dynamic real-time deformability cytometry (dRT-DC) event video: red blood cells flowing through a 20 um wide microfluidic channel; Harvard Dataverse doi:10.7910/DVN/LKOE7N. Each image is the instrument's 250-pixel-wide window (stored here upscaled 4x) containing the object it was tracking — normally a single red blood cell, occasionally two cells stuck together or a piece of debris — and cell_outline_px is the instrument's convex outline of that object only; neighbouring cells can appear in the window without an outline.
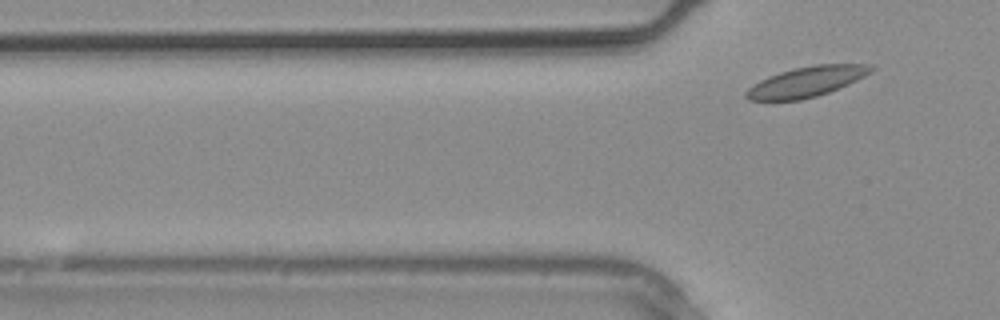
{"species": "common noctule bat (a hibernating species)", "species_latin": "Nyctalus noctula", "temperature_condition": "warm", "stored_images_in_passage": 5, "segment_of_instrument_passage": [2, 2], "camera_frame_rate_fps": 3000, "um_per_image_px": 0.085, "animal": {"sex": "male", "body_mass_g": 20.4}, "frame": {"image": 1, "passage_image": 5, "time_ms": 1.333, "image_size_px": [1000, 320], "cell_outline_px": [[876, 68], [864, 76], [848, 84], [828, 92], [816, 96], [800, 100], [748, 100], [744, 96], [744, 92], [748, 88], [760, 80], [768, 76], [780, 72], [796, 68], [816, 64], [872, 64]], "centroid_in_image_um": [68.55, 6.94], "position_along_channel_um": 57.3, "area_um2": 21.85}}